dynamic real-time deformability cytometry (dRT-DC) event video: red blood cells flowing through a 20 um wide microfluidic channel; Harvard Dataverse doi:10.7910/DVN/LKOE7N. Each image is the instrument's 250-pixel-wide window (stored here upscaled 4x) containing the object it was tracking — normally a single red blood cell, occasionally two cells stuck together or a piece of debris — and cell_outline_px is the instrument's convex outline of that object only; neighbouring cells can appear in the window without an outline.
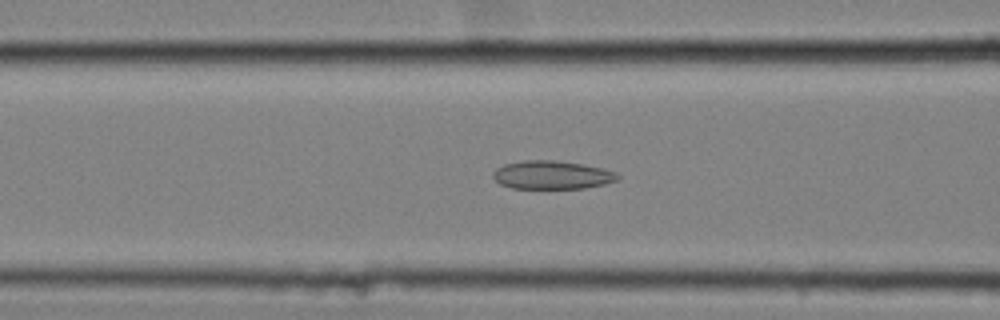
{"species": "common noctule bat (a hibernating species)", "species_latin": "Nyctalus noctula", "temperature_condition": "cold", "stored_images_in_passage": 58, "camera_frame_rate_fps": 3000, "um_per_image_px": 0.085, "animal": {"sex": "female", "body_mass_g": 25.1}, "frame": {"image": 1, "passage_image": 24, "time_ms": 7.667, "image_size_px": [1000, 320], "cell_outline_px": [[620, 176], [616, 180], [604, 184], [584, 188], [512, 188], [500, 184], [492, 176], [492, 172], [496, 168], [504, 164], [524, 160], [552, 160], [580, 164], [600, 168], [616, 172]], "centroid_in_image_um": [46.87, 14.87], "position_along_channel_um": 119.7, "area_um2": 20.4}}
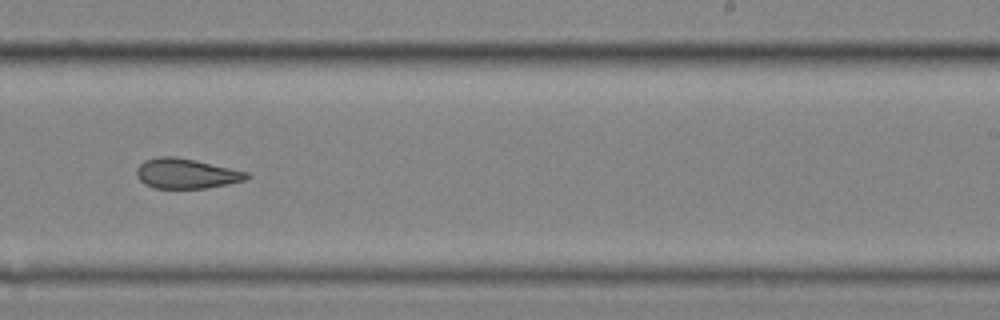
{"frame": {"image": 2, "passage_image": 37, "time_ms": 12.0, "image_size_px": [1000, 320], "cell_outline_px": [[252, 176], [244, 180], [228, 184], [208, 188], [156, 188], [144, 184], [136, 176], [136, 168], [144, 160], [160, 156], [176, 156], [196, 160], [248, 172]], "centroid_in_image_um": [15.82, 14.74], "position_along_channel_um": 273.2, "area_um2": 19.36}}
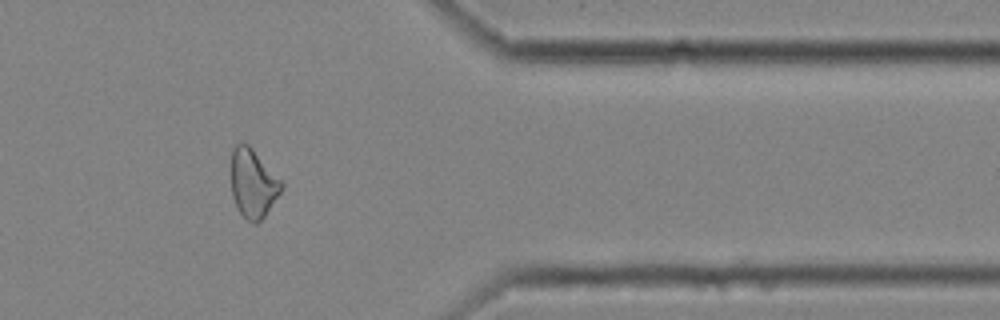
{"frame": {"image": 3, "passage_image": 48, "time_ms": 15.667, "image_size_px": [1000, 320], "cell_outline_px": [[284, 188], [264, 216], [256, 224], [252, 224], [240, 212], [232, 196], [232, 148], [240, 140], [248, 144], [252, 148], [284, 184]], "centroid_in_image_um": [21.51, 15.57], "position_along_channel_um": 389.9, "area_um2": 19.94}, "authors_computed_cell_mechanics": {"area_um2": 21.6461, "velocity_mm_per_s": 3.5513, "shape_relaxation_time_tau1_ms": null, "shape_relaxation_time_tau2_ms": 3.452, "deformation_change_tau1": null, "deformation_change_tau2": 0.1089}}